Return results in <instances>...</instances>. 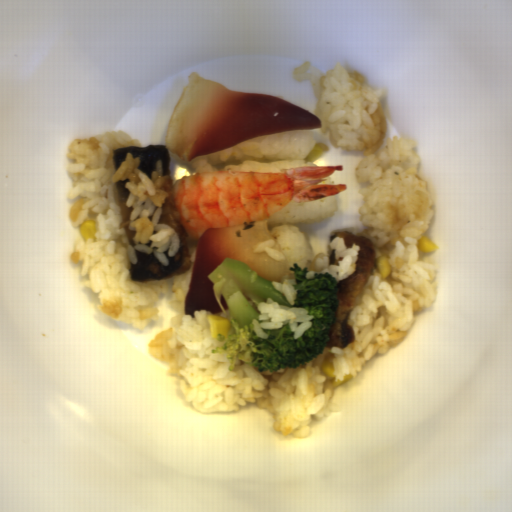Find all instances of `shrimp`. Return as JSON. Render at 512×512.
Returning <instances> with one entry per match:
<instances>
[{"instance_id": "a79e029a", "label": "shrimp", "mask_w": 512, "mask_h": 512, "mask_svg": "<svg viewBox=\"0 0 512 512\" xmlns=\"http://www.w3.org/2000/svg\"><path fill=\"white\" fill-rule=\"evenodd\" d=\"M343 166L290 168L285 171H217L184 176L172 185L186 242L212 228L268 219L290 202L325 199L346 184H321Z\"/></svg>"}]
</instances>
